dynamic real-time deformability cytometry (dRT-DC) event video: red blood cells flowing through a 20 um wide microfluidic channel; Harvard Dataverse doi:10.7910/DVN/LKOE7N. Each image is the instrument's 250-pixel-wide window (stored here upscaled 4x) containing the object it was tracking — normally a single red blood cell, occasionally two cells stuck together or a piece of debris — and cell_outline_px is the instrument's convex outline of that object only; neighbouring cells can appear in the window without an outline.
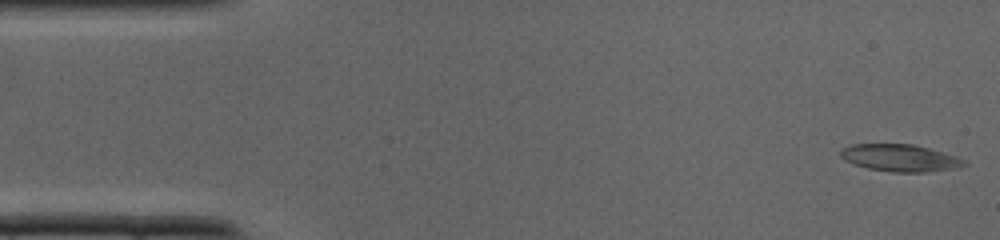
{"species": "common noctule bat (a hibernating species)", "species_latin": "Nyctalus noctula", "temperature_condition": "cold", "stored_images_in_passage": 36, "camera_frame_rate_fps": 3000, "um_per_image_px": 0.085, "animal": {"sex": "male", "body_mass_g": 19.0, "forearm_length_mm": 50.8}, "frame": {"image": 1, "passage_image": 1, "time_ms": 0.0, "image_size_px": [1000, 240], "cell_outline_px": [[968, 164], [952, 168], [924, 172], [892, 172], [868, 168], [852, 164], [844, 160], [840, 156], [840, 152], [844, 148], [852, 144], [912, 144], [928, 148], [956, 156], [964, 160]], "centroid_in_image_um": [76.46, 13.42], "position_along_channel_um": 8.5, "area_um2": 19.31}}
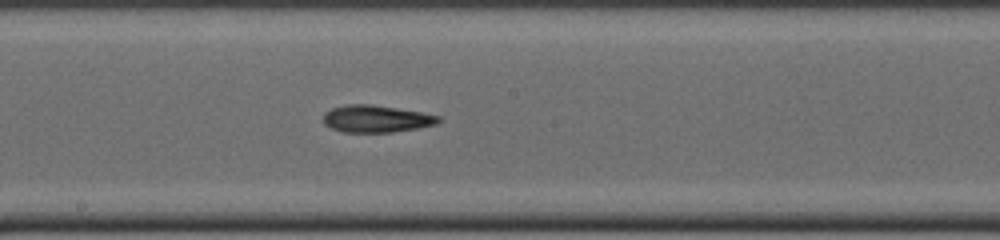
{"frame": {"image": 2, "passage_image": 19, "time_ms": 6.0, "image_size_px": [1000, 240], "cell_outline_px": [[440, 120], [436, 124], [416, 128], [392, 132], [344, 132], [332, 128], [324, 124], [324, 112], [332, 108], [348, 104], [368, 104], [396, 108], [420, 112], [440, 116]], "centroid_in_image_um": [31.95, 10.09], "position_along_channel_um": 216.2, "area_um2": 17.98}}
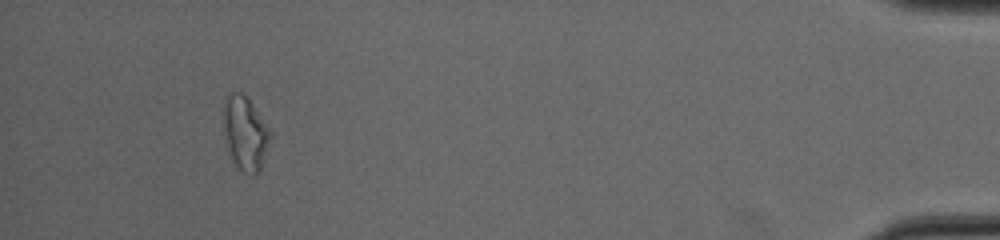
{"frame": {"image": 3, "passage_image": 34, "time_ms": 11.0, "image_size_px": [1000, 240], "cell_outline_px": [[276, 136], [260, 172], [252, 176], [244, 172], [232, 160], [228, 144], [224, 124], [224, 104], [228, 92], [240, 92], [252, 104], [276, 132]], "centroid_in_image_um": [20.99, 11.36], "position_along_channel_um": 414.2, "area_um2": 20.81}}